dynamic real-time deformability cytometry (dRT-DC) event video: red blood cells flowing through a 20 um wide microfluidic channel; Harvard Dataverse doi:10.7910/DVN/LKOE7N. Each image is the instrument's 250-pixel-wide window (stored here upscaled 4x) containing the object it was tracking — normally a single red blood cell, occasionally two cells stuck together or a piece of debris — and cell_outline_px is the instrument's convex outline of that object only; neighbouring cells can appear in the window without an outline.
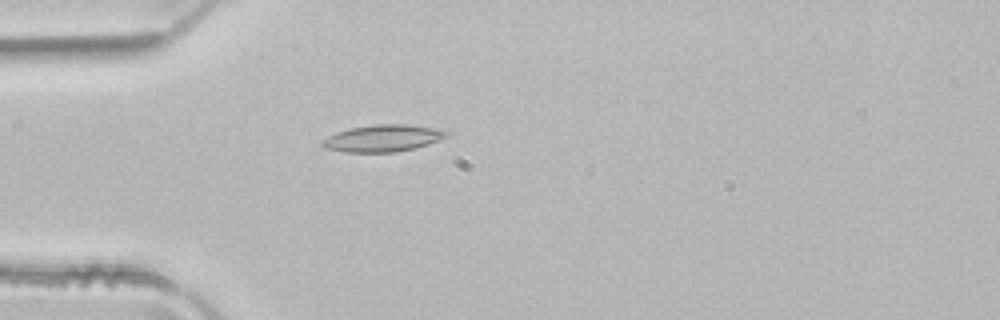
{"species": "common noctule bat (a hibernating species)", "species_latin": "Nyctalus noctula", "temperature_condition": "room temperature", "stored_images_in_passage": 38, "camera_frame_rate_fps": 3000, "um_per_image_px": 0.085, "animal": {"sex": "male", "body_mass_g": 21.5, "forearm_length_mm": 52.0}, "frame": {"image": 1, "passage_image": 2, "time_ms": 0.333, "image_size_px": [1000, 320], "cell_outline_px": [[448, 136], [440, 140], [416, 148], [396, 152], [344, 152], [324, 148], [320, 144], [320, 140], [336, 132], [352, 128], [372, 124], [408, 124], [436, 128], [448, 132]], "centroid_in_image_um": [32.52, 11.75], "position_along_channel_um": 52.5, "area_um2": 19.65}}
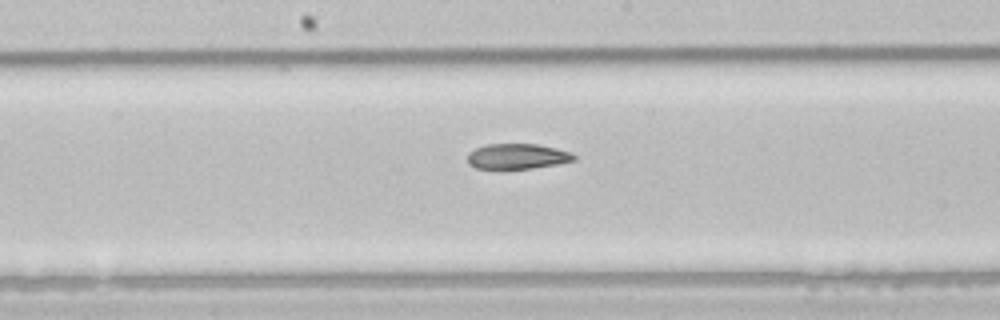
{"frame": {"image": 2, "passage_image": 14, "time_ms": 4.333, "image_size_px": [1000, 320], "cell_outline_px": [[576, 160], [556, 164], [532, 168], [476, 168], [468, 164], [468, 152], [476, 148], [488, 144], [536, 144], [556, 148], [568, 152], [576, 156]], "centroid_in_image_um": [43.96, 13.28], "position_along_channel_um": 204.2, "area_um2": 15.49}}
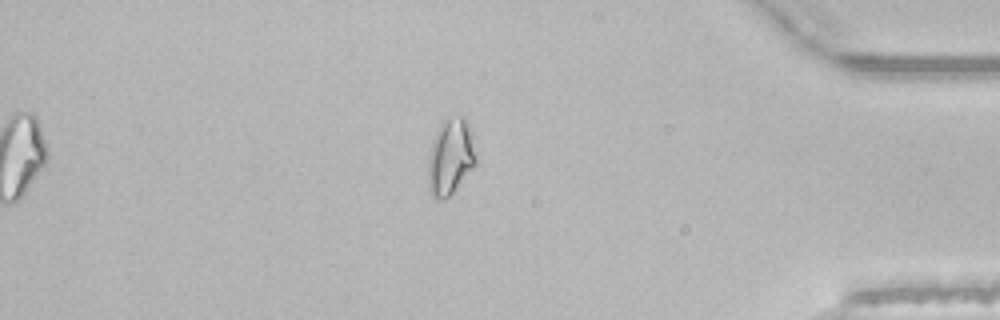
{"frame": {"image": 3, "passage_image": 31, "time_ms": 10.0, "image_size_px": [1000, 320], "cell_outline_px": [[476, 164], [456, 188], [444, 200], [436, 200], [428, 192], [428, 160], [432, 140], [440, 124], [444, 120], [460, 116], [464, 116], [472, 132], [476, 156]], "centroid_in_image_um": [38.28, 13.35], "position_along_channel_um": 396.9, "area_um2": 21.33}, "authors_computed_cell_mechanics": {"area_um2": 17.3689, "velocity_mm_per_s": 4.0012, "shape_relaxation_time_tau1_ms": null, "shape_relaxation_time_tau2_ms": 4.2775, "deformation_change_tau1": null, "deformation_change_tau2": 0.1149}}